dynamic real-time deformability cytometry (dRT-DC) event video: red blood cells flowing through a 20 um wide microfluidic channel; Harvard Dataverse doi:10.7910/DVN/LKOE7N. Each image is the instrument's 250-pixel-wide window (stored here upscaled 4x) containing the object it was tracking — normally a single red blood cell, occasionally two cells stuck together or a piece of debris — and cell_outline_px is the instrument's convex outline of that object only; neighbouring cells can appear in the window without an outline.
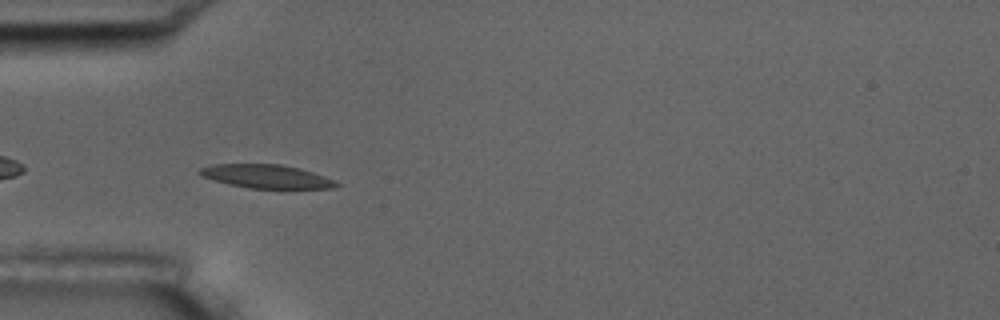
{"species": "common noctule bat (a hibernating species)", "species_latin": "Nyctalus noctula", "temperature_condition": "room temperature", "stored_images_in_passage": 6, "camera_frame_rate_fps": 3000, "um_per_image_px": 0.085, "animal": {"sex": "male", "body_mass_g": 17.5, "forearm_length_mm": 52.3}, "frame": {"image": 1, "passage_image": 4, "time_ms": 3.333, "image_size_px": [1000, 320], "cell_outline_px": [[340, 184], [336, 188], [248, 188], [228, 184], [200, 176], [196, 172], [200, 168], [216, 164], [280, 164], [300, 168], [336, 180]], "centroid_in_image_um": [22.64, 14.99], "position_along_channel_um": 62.4, "area_um2": 18.79}}